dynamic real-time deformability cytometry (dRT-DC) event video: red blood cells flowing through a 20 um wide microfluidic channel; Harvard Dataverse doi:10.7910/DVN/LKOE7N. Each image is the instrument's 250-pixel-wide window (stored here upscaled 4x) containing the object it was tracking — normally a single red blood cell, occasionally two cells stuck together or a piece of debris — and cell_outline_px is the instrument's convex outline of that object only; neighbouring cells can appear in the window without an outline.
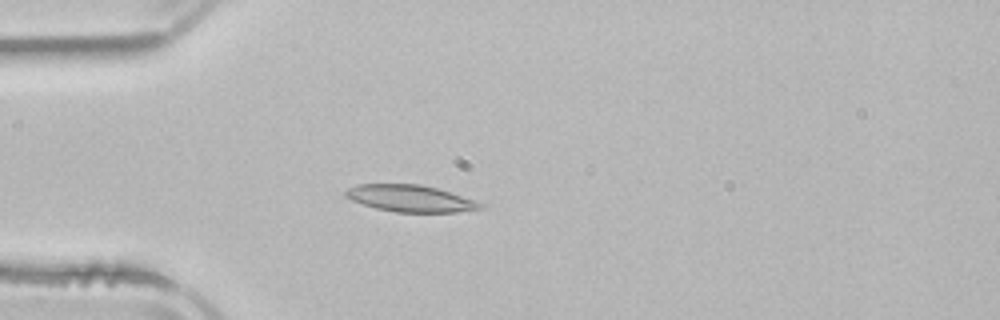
{"species": "common noctule bat (a hibernating species)", "species_latin": "Nyctalus noctula", "temperature_condition": "room temperature", "stored_images_in_passage": 4, "camera_frame_rate_fps": 3000, "um_per_image_px": 0.085, "animal": {"sex": "male", "body_mass_g": 21.5, "forearm_length_mm": 52.0}, "frame": {"image": 1, "passage_image": 4, "time_ms": 4.667, "image_size_px": [1000, 320], "cell_outline_px": [[488, 204], [484, 208], [456, 212], [396, 212], [376, 208], [352, 200], [344, 196], [344, 192], [348, 188], [356, 184], [420, 184], [436, 188], [476, 200]], "centroid_in_image_um": [34.92, 16.86], "position_along_channel_um": 50.1, "area_um2": 21.1}}